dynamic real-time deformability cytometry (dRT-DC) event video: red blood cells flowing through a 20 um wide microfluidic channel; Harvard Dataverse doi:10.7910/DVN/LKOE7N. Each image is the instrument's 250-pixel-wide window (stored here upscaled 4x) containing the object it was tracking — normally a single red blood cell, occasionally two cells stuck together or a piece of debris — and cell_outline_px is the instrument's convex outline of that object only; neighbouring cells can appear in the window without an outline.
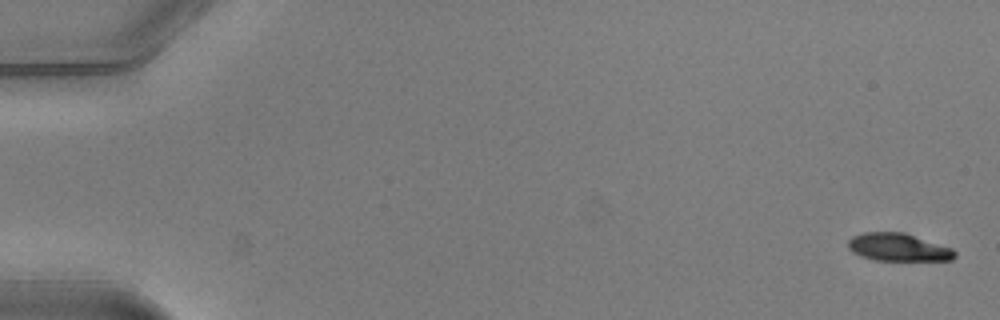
{"species": "common noctule bat (a hibernating species)", "species_latin": "Nyctalus noctula", "temperature_condition": "warm", "stored_images_in_passage": 51, "camera_frame_rate_fps": 3000, "um_per_image_px": 0.085, "animal": {"sex": "male", "body_mass_g": 20.5, "forearm_length_mm": 52.5}, "frame": {"image": 1, "passage_image": 1, "time_ms": 0.0, "image_size_px": [1000, 320], "cell_outline_px": [[956, 256], [952, 260], [876, 260], [860, 256], [852, 252], [848, 248], [848, 240], [852, 236], [864, 232], [904, 232], [952, 248], [956, 252]], "centroid_in_image_um": [76.34, 21.01], "position_along_channel_um": 8.7, "area_um2": 17.28}}
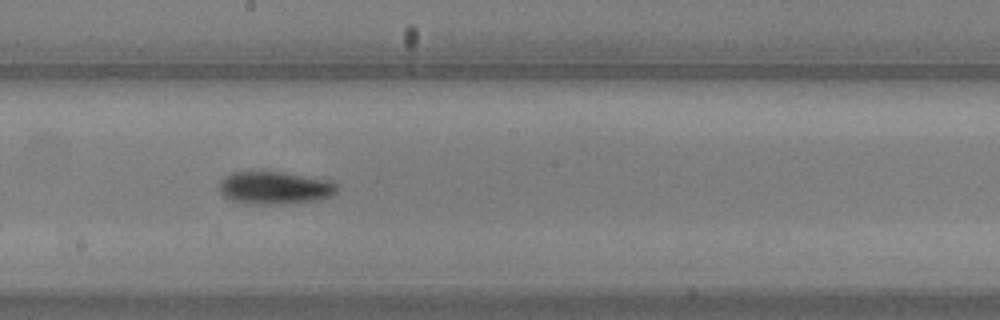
{"frame": {"image": 2, "passage_image": 29, "time_ms": 9.333, "image_size_px": [1000, 320], "cell_outline_px": [[336, 192], [328, 196], [316, 200], [284, 204], [248, 204], [232, 200], [224, 196], [220, 192], [220, 180], [224, 176], [232, 172], [284, 172], [328, 180], [336, 184]], "centroid_in_image_um": [23.31, 15.97], "position_along_channel_um": 224.9, "area_um2": 22.25}}
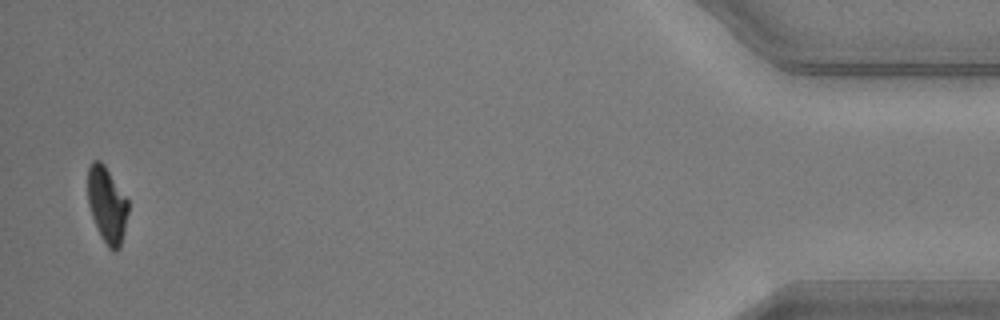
{"frame": {"image": 3, "passage_image": 50, "time_ms": 16.333, "image_size_px": [1000, 320], "cell_outline_px": [[128, 212], [124, 232], [120, 248], [116, 252], [112, 252], [108, 248], [100, 236], [92, 216], [88, 204], [88, 168], [92, 160], [100, 160], [104, 164], [128, 200]], "centroid_in_image_um": [9.09, 17.44], "position_along_channel_um": 426.1, "area_um2": 17.98}, "authors_computed_cell_mechanics": {"area_um2": 20.0566, "velocity_mm_per_s": 4.0319, "shape_relaxation_time_tau1_ms": 1.9256, "shape_relaxation_time_tau2_ms": null, "deformation_change_tau1": 0.1417, "deformation_change_tau2": null}}